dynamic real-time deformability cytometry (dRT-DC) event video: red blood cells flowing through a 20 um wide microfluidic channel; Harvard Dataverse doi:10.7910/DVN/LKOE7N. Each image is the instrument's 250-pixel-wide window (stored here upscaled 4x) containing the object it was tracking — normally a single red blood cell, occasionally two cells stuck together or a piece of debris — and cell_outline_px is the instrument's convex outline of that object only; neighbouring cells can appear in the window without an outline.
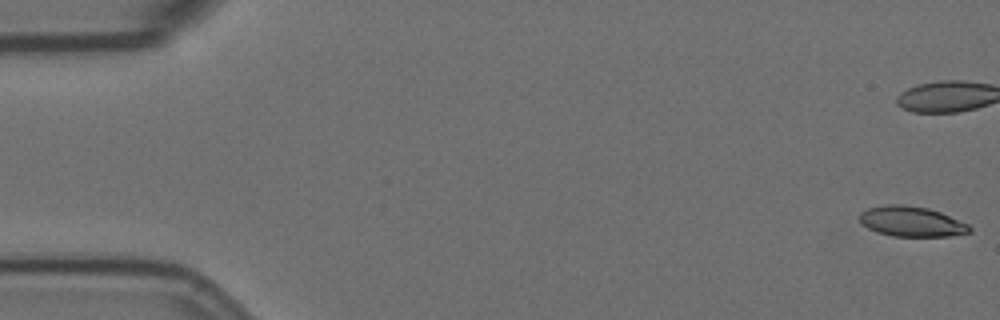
{"species": "Egyptian fruit bat (a non-hibernating species)", "species_latin": "Rousettus aegyptiacus", "temperature_condition": "room temperature", "stored_images_in_passage": 58, "camera_frame_rate_fps": 3000, "um_per_image_px": 0.085, "animal": {"sex": "female"}, "frame": {"image": 1, "passage_image": 1, "time_ms": 0.0, "image_size_px": [1000, 320], "cell_outline_px": [[972, 232], [948, 236], [892, 236], [876, 232], [868, 228], [860, 220], [860, 212], [868, 208], [884, 204], [904, 204], [928, 208], [940, 212], [968, 224], [972, 228]], "centroid_in_image_um": [77.48, 18.82], "position_along_channel_um": 7.5, "area_um2": 19.36}, "authors_computed_cell_mechanics": {"area_um2": 20.6057, "velocity_mm_per_s": 3.5309, "shape_relaxation_time_tau1_ms": null, "shape_relaxation_time_tau2_ms": 3.0809, "deformation_change_tau1": null, "deformation_change_tau2": 0.0881}}